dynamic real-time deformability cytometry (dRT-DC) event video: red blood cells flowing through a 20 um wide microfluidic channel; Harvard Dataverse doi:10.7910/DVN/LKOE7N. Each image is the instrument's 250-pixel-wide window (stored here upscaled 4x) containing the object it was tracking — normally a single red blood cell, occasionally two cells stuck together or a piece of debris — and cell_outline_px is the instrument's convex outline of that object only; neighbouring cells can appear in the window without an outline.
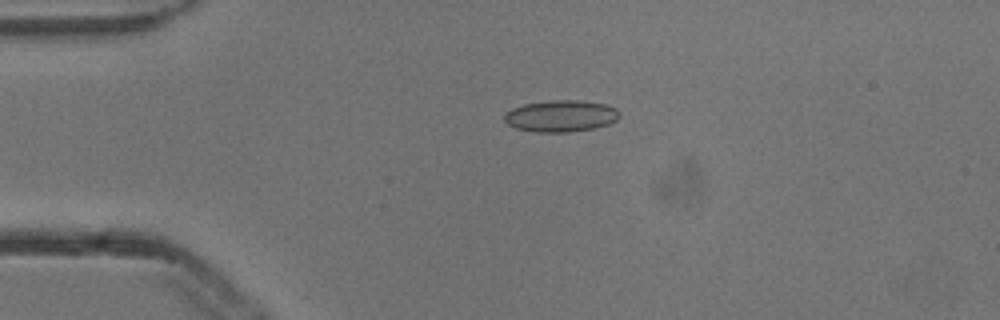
{"species": "common noctule bat (a hibernating species)", "species_latin": "Nyctalus noctula", "temperature_condition": "cold", "stored_images_in_passage": 3, "camera_frame_rate_fps": 3000, "um_per_image_px": 0.085, "animal": {"sex": "male", "body_mass_g": 13.3}, "frame": {"image": 1, "passage_image": 2, "time_ms": 0.333, "image_size_px": [1000, 320], "cell_outline_px": [[620, 116], [616, 120], [608, 124], [592, 128], [568, 132], [536, 132], [516, 128], [508, 124], [504, 120], [504, 116], [512, 108], [524, 104], [552, 100], [580, 100], [604, 104], [616, 108], [620, 112]], "centroid_in_image_um": [47.68, 9.85], "position_along_channel_um": 37.3, "area_um2": 21.1}}